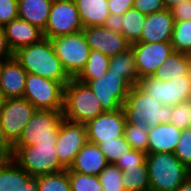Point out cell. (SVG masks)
I'll list each match as a JSON object with an SVG mask.
<instances>
[{
	"mask_svg": "<svg viewBox=\"0 0 191 191\" xmlns=\"http://www.w3.org/2000/svg\"><path fill=\"white\" fill-rule=\"evenodd\" d=\"M13 57L30 74L62 83L64 86L71 80L56 56L50 39L43 38L40 42L20 48Z\"/></svg>",
	"mask_w": 191,
	"mask_h": 191,
	"instance_id": "6da1fadb",
	"label": "cell"
},
{
	"mask_svg": "<svg viewBox=\"0 0 191 191\" xmlns=\"http://www.w3.org/2000/svg\"><path fill=\"white\" fill-rule=\"evenodd\" d=\"M122 108L126 123L137 126L168 123L172 113V106L161 104L137 85L131 87Z\"/></svg>",
	"mask_w": 191,
	"mask_h": 191,
	"instance_id": "7a4b0ae2",
	"label": "cell"
},
{
	"mask_svg": "<svg viewBox=\"0 0 191 191\" xmlns=\"http://www.w3.org/2000/svg\"><path fill=\"white\" fill-rule=\"evenodd\" d=\"M150 191H175L189 176V168L174 153H147Z\"/></svg>",
	"mask_w": 191,
	"mask_h": 191,
	"instance_id": "3957f363",
	"label": "cell"
},
{
	"mask_svg": "<svg viewBox=\"0 0 191 191\" xmlns=\"http://www.w3.org/2000/svg\"><path fill=\"white\" fill-rule=\"evenodd\" d=\"M105 111L89 86L75 78L65 85L63 117L73 123L86 124Z\"/></svg>",
	"mask_w": 191,
	"mask_h": 191,
	"instance_id": "277c9868",
	"label": "cell"
},
{
	"mask_svg": "<svg viewBox=\"0 0 191 191\" xmlns=\"http://www.w3.org/2000/svg\"><path fill=\"white\" fill-rule=\"evenodd\" d=\"M56 143H38L34 146H13V160L30 176L47 175L65 170L59 163Z\"/></svg>",
	"mask_w": 191,
	"mask_h": 191,
	"instance_id": "5b68a950",
	"label": "cell"
},
{
	"mask_svg": "<svg viewBox=\"0 0 191 191\" xmlns=\"http://www.w3.org/2000/svg\"><path fill=\"white\" fill-rule=\"evenodd\" d=\"M56 56L70 78H76L87 63L91 49L83 31L50 39Z\"/></svg>",
	"mask_w": 191,
	"mask_h": 191,
	"instance_id": "8992f818",
	"label": "cell"
},
{
	"mask_svg": "<svg viewBox=\"0 0 191 191\" xmlns=\"http://www.w3.org/2000/svg\"><path fill=\"white\" fill-rule=\"evenodd\" d=\"M64 89L58 81L27 73L23 98L37 110L63 111Z\"/></svg>",
	"mask_w": 191,
	"mask_h": 191,
	"instance_id": "52a82bcc",
	"label": "cell"
},
{
	"mask_svg": "<svg viewBox=\"0 0 191 191\" xmlns=\"http://www.w3.org/2000/svg\"><path fill=\"white\" fill-rule=\"evenodd\" d=\"M63 111L36 110L13 146H34L38 143H56Z\"/></svg>",
	"mask_w": 191,
	"mask_h": 191,
	"instance_id": "ba28073f",
	"label": "cell"
},
{
	"mask_svg": "<svg viewBox=\"0 0 191 191\" xmlns=\"http://www.w3.org/2000/svg\"><path fill=\"white\" fill-rule=\"evenodd\" d=\"M137 86L161 104L175 106L191 100V75L161 81L153 76L140 78Z\"/></svg>",
	"mask_w": 191,
	"mask_h": 191,
	"instance_id": "9c48e42d",
	"label": "cell"
},
{
	"mask_svg": "<svg viewBox=\"0 0 191 191\" xmlns=\"http://www.w3.org/2000/svg\"><path fill=\"white\" fill-rule=\"evenodd\" d=\"M95 93L104 111H115L122 108L132 85L113 71H108L99 79L86 83Z\"/></svg>",
	"mask_w": 191,
	"mask_h": 191,
	"instance_id": "30bf717a",
	"label": "cell"
},
{
	"mask_svg": "<svg viewBox=\"0 0 191 191\" xmlns=\"http://www.w3.org/2000/svg\"><path fill=\"white\" fill-rule=\"evenodd\" d=\"M37 109L24 98L5 99L0 109V125L5 138L13 146Z\"/></svg>",
	"mask_w": 191,
	"mask_h": 191,
	"instance_id": "8fae6325",
	"label": "cell"
},
{
	"mask_svg": "<svg viewBox=\"0 0 191 191\" xmlns=\"http://www.w3.org/2000/svg\"><path fill=\"white\" fill-rule=\"evenodd\" d=\"M82 29L83 25L74 0H53L47 25L43 31L44 38L74 34Z\"/></svg>",
	"mask_w": 191,
	"mask_h": 191,
	"instance_id": "7c38bea8",
	"label": "cell"
},
{
	"mask_svg": "<svg viewBox=\"0 0 191 191\" xmlns=\"http://www.w3.org/2000/svg\"><path fill=\"white\" fill-rule=\"evenodd\" d=\"M87 142L88 136L85 124L73 123L63 119L59 126L55 144L60 165L64 169H69L75 156Z\"/></svg>",
	"mask_w": 191,
	"mask_h": 191,
	"instance_id": "4fadbf2b",
	"label": "cell"
},
{
	"mask_svg": "<svg viewBox=\"0 0 191 191\" xmlns=\"http://www.w3.org/2000/svg\"><path fill=\"white\" fill-rule=\"evenodd\" d=\"M135 55L138 77L152 76L163 62L174 52L170 41L164 42H137L130 45Z\"/></svg>",
	"mask_w": 191,
	"mask_h": 191,
	"instance_id": "5bb4252c",
	"label": "cell"
},
{
	"mask_svg": "<svg viewBox=\"0 0 191 191\" xmlns=\"http://www.w3.org/2000/svg\"><path fill=\"white\" fill-rule=\"evenodd\" d=\"M126 123L123 108L115 111H105L86 125L88 142L99 145L103 141L114 140L124 136Z\"/></svg>",
	"mask_w": 191,
	"mask_h": 191,
	"instance_id": "9a60e30c",
	"label": "cell"
},
{
	"mask_svg": "<svg viewBox=\"0 0 191 191\" xmlns=\"http://www.w3.org/2000/svg\"><path fill=\"white\" fill-rule=\"evenodd\" d=\"M82 31L89 48L108 57L121 54L130 48V44L121 33L111 31L103 26L83 27Z\"/></svg>",
	"mask_w": 191,
	"mask_h": 191,
	"instance_id": "2e32d148",
	"label": "cell"
},
{
	"mask_svg": "<svg viewBox=\"0 0 191 191\" xmlns=\"http://www.w3.org/2000/svg\"><path fill=\"white\" fill-rule=\"evenodd\" d=\"M174 24L172 12L168 9L146 15L139 42L171 41Z\"/></svg>",
	"mask_w": 191,
	"mask_h": 191,
	"instance_id": "e0dca14e",
	"label": "cell"
},
{
	"mask_svg": "<svg viewBox=\"0 0 191 191\" xmlns=\"http://www.w3.org/2000/svg\"><path fill=\"white\" fill-rule=\"evenodd\" d=\"M27 71L13 57L3 62L0 90L5 99L23 98Z\"/></svg>",
	"mask_w": 191,
	"mask_h": 191,
	"instance_id": "ac0fdd59",
	"label": "cell"
},
{
	"mask_svg": "<svg viewBox=\"0 0 191 191\" xmlns=\"http://www.w3.org/2000/svg\"><path fill=\"white\" fill-rule=\"evenodd\" d=\"M3 28L8 46L13 53L44 38L42 30L19 18L7 23Z\"/></svg>",
	"mask_w": 191,
	"mask_h": 191,
	"instance_id": "d6986e66",
	"label": "cell"
},
{
	"mask_svg": "<svg viewBox=\"0 0 191 191\" xmlns=\"http://www.w3.org/2000/svg\"><path fill=\"white\" fill-rule=\"evenodd\" d=\"M105 155L97 144L87 142L77 153L69 172L98 176L108 165Z\"/></svg>",
	"mask_w": 191,
	"mask_h": 191,
	"instance_id": "ffe728a7",
	"label": "cell"
},
{
	"mask_svg": "<svg viewBox=\"0 0 191 191\" xmlns=\"http://www.w3.org/2000/svg\"><path fill=\"white\" fill-rule=\"evenodd\" d=\"M181 133V129H178L175 125L169 122L150 127L148 133V153H174L181 137Z\"/></svg>",
	"mask_w": 191,
	"mask_h": 191,
	"instance_id": "44dd1931",
	"label": "cell"
},
{
	"mask_svg": "<svg viewBox=\"0 0 191 191\" xmlns=\"http://www.w3.org/2000/svg\"><path fill=\"white\" fill-rule=\"evenodd\" d=\"M53 0H17L18 18L44 31Z\"/></svg>",
	"mask_w": 191,
	"mask_h": 191,
	"instance_id": "7402d4cb",
	"label": "cell"
},
{
	"mask_svg": "<svg viewBox=\"0 0 191 191\" xmlns=\"http://www.w3.org/2000/svg\"><path fill=\"white\" fill-rule=\"evenodd\" d=\"M83 27L103 26L110 12L108 0H74Z\"/></svg>",
	"mask_w": 191,
	"mask_h": 191,
	"instance_id": "603a6c76",
	"label": "cell"
},
{
	"mask_svg": "<svg viewBox=\"0 0 191 191\" xmlns=\"http://www.w3.org/2000/svg\"><path fill=\"white\" fill-rule=\"evenodd\" d=\"M32 179L13 159L0 162V191H18Z\"/></svg>",
	"mask_w": 191,
	"mask_h": 191,
	"instance_id": "cb8c5ba5",
	"label": "cell"
},
{
	"mask_svg": "<svg viewBox=\"0 0 191 191\" xmlns=\"http://www.w3.org/2000/svg\"><path fill=\"white\" fill-rule=\"evenodd\" d=\"M184 75H191L189 54L174 51L152 76L161 81H168Z\"/></svg>",
	"mask_w": 191,
	"mask_h": 191,
	"instance_id": "d4e9b609",
	"label": "cell"
},
{
	"mask_svg": "<svg viewBox=\"0 0 191 191\" xmlns=\"http://www.w3.org/2000/svg\"><path fill=\"white\" fill-rule=\"evenodd\" d=\"M109 70L122 75L132 86L138 84L135 55L131 47L121 54L110 57Z\"/></svg>",
	"mask_w": 191,
	"mask_h": 191,
	"instance_id": "484cf974",
	"label": "cell"
},
{
	"mask_svg": "<svg viewBox=\"0 0 191 191\" xmlns=\"http://www.w3.org/2000/svg\"><path fill=\"white\" fill-rule=\"evenodd\" d=\"M109 59L105 54L91 50L85 67L75 79L85 84L90 80L99 79L108 71Z\"/></svg>",
	"mask_w": 191,
	"mask_h": 191,
	"instance_id": "4316f807",
	"label": "cell"
},
{
	"mask_svg": "<svg viewBox=\"0 0 191 191\" xmlns=\"http://www.w3.org/2000/svg\"><path fill=\"white\" fill-rule=\"evenodd\" d=\"M122 184L126 191H150V178L146 161L122 172Z\"/></svg>",
	"mask_w": 191,
	"mask_h": 191,
	"instance_id": "83f0119b",
	"label": "cell"
},
{
	"mask_svg": "<svg viewBox=\"0 0 191 191\" xmlns=\"http://www.w3.org/2000/svg\"><path fill=\"white\" fill-rule=\"evenodd\" d=\"M146 15L131 8L122 15V35L132 45L140 41Z\"/></svg>",
	"mask_w": 191,
	"mask_h": 191,
	"instance_id": "f1b7e54d",
	"label": "cell"
},
{
	"mask_svg": "<svg viewBox=\"0 0 191 191\" xmlns=\"http://www.w3.org/2000/svg\"><path fill=\"white\" fill-rule=\"evenodd\" d=\"M38 191H71L67 169L34 178Z\"/></svg>",
	"mask_w": 191,
	"mask_h": 191,
	"instance_id": "f546056e",
	"label": "cell"
},
{
	"mask_svg": "<svg viewBox=\"0 0 191 191\" xmlns=\"http://www.w3.org/2000/svg\"><path fill=\"white\" fill-rule=\"evenodd\" d=\"M170 42L174 51L186 54L191 52V20L175 21Z\"/></svg>",
	"mask_w": 191,
	"mask_h": 191,
	"instance_id": "4dcf8cb0",
	"label": "cell"
},
{
	"mask_svg": "<svg viewBox=\"0 0 191 191\" xmlns=\"http://www.w3.org/2000/svg\"><path fill=\"white\" fill-rule=\"evenodd\" d=\"M150 127L146 124L142 126L125 123L124 138L130 144L131 149L148 153V133Z\"/></svg>",
	"mask_w": 191,
	"mask_h": 191,
	"instance_id": "1f68e13d",
	"label": "cell"
},
{
	"mask_svg": "<svg viewBox=\"0 0 191 191\" xmlns=\"http://www.w3.org/2000/svg\"><path fill=\"white\" fill-rule=\"evenodd\" d=\"M98 146L109 164H116L120 156L123 157L131 150V146L124 136L110 141H103Z\"/></svg>",
	"mask_w": 191,
	"mask_h": 191,
	"instance_id": "d6a6232c",
	"label": "cell"
},
{
	"mask_svg": "<svg viewBox=\"0 0 191 191\" xmlns=\"http://www.w3.org/2000/svg\"><path fill=\"white\" fill-rule=\"evenodd\" d=\"M122 170L115 164H108L98 175L103 191H126L121 178Z\"/></svg>",
	"mask_w": 191,
	"mask_h": 191,
	"instance_id": "836d02e7",
	"label": "cell"
},
{
	"mask_svg": "<svg viewBox=\"0 0 191 191\" xmlns=\"http://www.w3.org/2000/svg\"><path fill=\"white\" fill-rule=\"evenodd\" d=\"M71 191H103L98 176L69 172Z\"/></svg>",
	"mask_w": 191,
	"mask_h": 191,
	"instance_id": "e575fe53",
	"label": "cell"
},
{
	"mask_svg": "<svg viewBox=\"0 0 191 191\" xmlns=\"http://www.w3.org/2000/svg\"><path fill=\"white\" fill-rule=\"evenodd\" d=\"M190 116L191 100L172 106L169 123L175 125L178 129L184 130L189 127Z\"/></svg>",
	"mask_w": 191,
	"mask_h": 191,
	"instance_id": "d590c367",
	"label": "cell"
},
{
	"mask_svg": "<svg viewBox=\"0 0 191 191\" xmlns=\"http://www.w3.org/2000/svg\"><path fill=\"white\" fill-rule=\"evenodd\" d=\"M177 158L188 168L191 167V129L182 130L179 142L174 150Z\"/></svg>",
	"mask_w": 191,
	"mask_h": 191,
	"instance_id": "8d00e7d4",
	"label": "cell"
},
{
	"mask_svg": "<svg viewBox=\"0 0 191 191\" xmlns=\"http://www.w3.org/2000/svg\"><path fill=\"white\" fill-rule=\"evenodd\" d=\"M146 155L147 153L145 152L131 149L123 157L120 156L119 161L115 165L122 171L128 167L133 168L136 167V165H142L146 161Z\"/></svg>",
	"mask_w": 191,
	"mask_h": 191,
	"instance_id": "74e56055",
	"label": "cell"
},
{
	"mask_svg": "<svg viewBox=\"0 0 191 191\" xmlns=\"http://www.w3.org/2000/svg\"><path fill=\"white\" fill-rule=\"evenodd\" d=\"M17 18V0H0V27H4Z\"/></svg>",
	"mask_w": 191,
	"mask_h": 191,
	"instance_id": "f35d334b",
	"label": "cell"
},
{
	"mask_svg": "<svg viewBox=\"0 0 191 191\" xmlns=\"http://www.w3.org/2000/svg\"><path fill=\"white\" fill-rule=\"evenodd\" d=\"M133 8L144 15H149L166 9L163 0H134Z\"/></svg>",
	"mask_w": 191,
	"mask_h": 191,
	"instance_id": "ab89813d",
	"label": "cell"
},
{
	"mask_svg": "<svg viewBox=\"0 0 191 191\" xmlns=\"http://www.w3.org/2000/svg\"><path fill=\"white\" fill-rule=\"evenodd\" d=\"M171 12L175 21L191 20V0L176 5Z\"/></svg>",
	"mask_w": 191,
	"mask_h": 191,
	"instance_id": "60d3db41",
	"label": "cell"
},
{
	"mask_svg": "<svg viewBox=\"0 0 191 191\" xmlns=\"http://www.w3.org/2000/svg\"><path fill=\"white\" fill-rule=\"evenodd\" d=\"M134 0H108V9L110 14L123 15L129 9L133 8Z\"/></svg>",
	"mask_w": 191,
	"mask_h": 191,
	"instance_id": "b9f144b4",
	"label": "cell"
},
{
	"mask_svg": "<svg viewBox=\"0 0 191 191\" xmlns=\"http://www.w3.org/2000/svg\"><path fill=\"white\" fill-rule=\"evenodd\" d=\"M13 158V146L5 138L0 125V162L9 161Z\"/></svg>",
	"mask_w": 191,
	"mask_h": 191,
	"instance_id": "7bdbcfd3",
	"label": "cell"
},
{
	"mask_svg": "<svg viewBox=\"0 0 191 191\" xmlns=\"http://www.w3.org/2000/svg\"><path fill=\"white\" fill-rule=\"evenodd\" d=\"M13 58V52L8 46L5 31L0 27V61H7Z\"/></svg>",
	"mask_w": 191,
	"mask_h": 191,
	"instance_id": "ee69618b",
	"label": "cell"
},
{
	"mask_svg": "<svg viewBox=\"0 0 191 191\" xmlns=\"http://www.w3.org/2000/svg\"><path fill=\"white\" fill-rule=\"evenodd\" d=\"M103 27L122 34V15L110 14Z\"/></svg>",
	"mask_w": 191,
	"mask_h": 191,
	"instance_id": "f6af8a7d",
	"label": "cell"
},
{
	"mask_svg": "<svg viewBox=\"0 0 191 191\" xmlns=\"http://www.w3.org/2000/svg\"><path fill=\"white\" fill-rule=\"evenodd\" d=\"M187 0H163L165 8L171 10L176 5L181 4L182 2H186Z\"/></svg>",
	"mask_w": 191,
	"mask_h": 191,
	"instance_id": "bcb514c9",
	"label": "cell"
},
{
	"mask_svg": "<svg viewBox=\"0 0 191 191\" xmlns=\"http://www.w3.org/2000/svg\"><path fill=\"white\" fill-rule=\"evenodd\" d=\"M175 191H191V179L188 177Z\"/></svg>",
	"mask_w": 191,
	"mask_h": 191,
	"instance_id": "7dc6e473",
	"label": "cell"
},
{
	"mask_svg": "<svg viewBox=\"0 0 191 191\" xmlns=\"http://www.w3.org/2000/svg\"><path fill=\"white\" fill-rule=\"evenodd\" d=\"M18 191H38L35 179L33 178L28 185Z\"/></svg>",
	"mask_w": 191,
	"mask_h": 191,
	"instance_id": "c3c4849f",
	"label": "cell"
},
{
	"mask_svg": "<svg viewBox=\"0 0 191 191\" xmlns=\"http://www.w3.org/2000/svg\"><path fill=\"white\" fill-rule=\"evenodd\" d=\"M4 101H5V97H4L3 93L0 90V109L2 108V106L4 104Z\"/></svg>",
	"mask_w": 191,
	"mask_h": 191,
	"instance_id": "681fc988",
	"label": "cell"
},
{
	"mask_svg": "<svg viewBox=\"0 0 191 191\" xmlns=\"http://www.w3.org/2000/svg\"><path fill=\"white\" fill-rule=\"evenodd\" d=\"M4 61H0V75H1V70H2V65Z\"/></svg>",
	"mask_w": 191,
	"mask_h": 191,
	"instance_id": "f907efd6",
	"label": "cell"
},
{
	"mask_svg": "<svg viewBox=\"0 0 191 191\" xmlns=\"http://www.w3.org/2000/svg\"><path fill=\"white\" fill-rule=\"evenodd\" d=\"M189 178L191 179V167H189Z\"/></svg>",
	"mask_w": 191,
	"mask_h": 191,
	"instance_id": "816d5d0a",
	"label": "cell"
},
{
	"mask_svg": "<svg viewBox=\"0 0 191 191\" xmlns=\"http://www.w3.org/2000/svg\"><path fill=\"white\" fill-rule=\"evenodd\" d=\"M191 129V116H190V119H189V127Z\"/></svg>",
	"mask_w": 191,
	"mask_h": 191,
	"instance_id": "f5cc1de1",
	"label": "cell"
}]
</instances>
